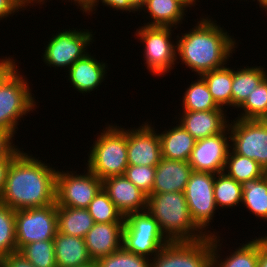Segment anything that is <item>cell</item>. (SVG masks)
<instances>
[{
	"instance_id": "39",
	"label": "cell",
	"mask_w": 267,
	"mask_h": 267,
	"mask_svg": "<svg viewBox=\"0 0 267 267\" xmlns=\"http://www.w3.org/2000/svg\"><path fill=\"white\" fill-rule=\"evenodd\" d=\"M31 5L32 3L29 0H0V20L5 18L7 20V17L11 16V14L13 16L14 13L26 10Z\"/></svg>"
},
{
	"instance_id": "37",
	"label": "cell",
	"mask_w": 267,
	"mask_h": 267,
	"mask_svg": "<svg viewBox=\"0 0 267 267\" xmlns=\"http://www.w3.org/2000/svg\"><path fill=\"white\" fill-rule=\"evenodd\" d=\"M155 173L156 167L128 165L124 175L136 187L149 196L152 194Z\"/></svg>"
},
{
	"instance_id": "19",
	"label": "cell",
	"mask_w": 267,
	"mask_h": 267,
	"mask_svg": "<svg viewBox=\"0 0 267 267\" xmlns=\"http://www.w3.org/2000/svg\"><path fill=\"white\" fill-rule=\"evenodd\" d=\"M123 230L124 222L94 223L84 238L90 258L98 260L123 247Z\"/></svg>"
},
{
	"instance_id": "10",
	"label": "cell",
	"mask_w": 267,
	"mask_h": 267,
	"mask_svg": "<svg viewBox=\"0 0 267 267\" xmlns=\"http://www.w3.org/2000/svg\"><path fill=\"white\" fill-rule=\"evenodd\" d=\"M57 231L56 203L15 210L17 251L31 242L53 240Z\"/></svg>"
},
{
	"instance_id": "6",
	"label": "cell",
	"mask_w": 267,
	"mask_h": 267,
	"mask_svg": "<svg viewBox=\"0 0 267 267\" xmlns=\"http://www.w3.org/2000/svg\"><path fill=\"white\" fill-rule=\"evenodd\" d=\"M168 242L157 220L147 210L125 217L123 247L127 251L152 259Z\"/></svg>"
},
{
	"instance_id": "43",
	"label": "cell",
	"mask_w": 267,
	"mask_h": 267,
	"mask_svg": "<svg viewBox=\"0 0 267 267\" xmlns=\"http://www.w3.org/2000/svg\"><path fill=\"white\" fill-rule=\"evenodd\" d=\"M267 234L258 237V267H267Z\"/></svg>"
},
{
	"instance_id": "45",
	"label": "cell",
	"mask_w": 267,
	"mask_h": 267,
	"mask_svg": "<svg viewBox=\"0 0 267 267\" xmlns=\"http://www.w3.org/2000/svg\"><path fill=\"white\" fill-rule=\"evenodd\" d=\"M13 159L14 157L0 158V201H1V196L3 193L4 185H5L8 167L10 166L11 161Z\"/></svg>"
},
{
	"instance_id": "44",
	"label": "cell",
	"mask_w": 267,
	"mask_h": 267,
	"mask_svg": "<svg viewBox=\"0 0 267 267\" xmlns=\"http://www.w3.org/2000/svg\"><path fill=\"white\" fill-rule=\"evenodd\" d=\"M70 2V0H68ZM81 10L82 13L92 15L93 11L97 10L99 0H71Z\"/></svg>"
},
{
	"instance_id": "36",
	"label": "cell",
	"mask_w": 267,
	"mask_h": 267,
	"mask_svg": "<svg viewBox=\"0 0 267 267\" xmlns=\"http://www.w3.org/2000/svg\"><path fill=\"white\" fill-rule=\"evenodd\" d=\"M99 267H150L151 259L121 247L114 253L97 260Z\"/></svg>"
},
{
	"instance_id": "32",
	"label": "cell",
	"mask_w": 267,
	"mask_h": 267,
	"mask_svg": "<svg viewBox=\"0 0 267 267\" xmlns=\"http://www.w3.org/2000/svg\"><path fill=\"white\" fill-rule=\"evenodd\" d=\"M238 109L242 111L240 115L238 114L239 119L261 120L267 114V76L253 89Z\"/></svg>"
},
{
	"instance_id": "28",
	"label": "cell",
	"mask_w": 267,
	"mask_h": 267,
	"mask_svg": "<svg viewBox=\"0 0 267 267\" xmlns=\"http://www.w3.org/2000/svg\"><path fill=\"white\" fill-rule=\"evenodd\" d=\"M242 204L260 220L267 221V174L242 184Z\"/></svg>"
},
{
	"instance_id": "3",
	"label": "cell",
	"mask_w": 267,
	"mask_h": 267,
	"mask_svg": "<svg viewBox=\"0 0 267 267\" xmlns=\"http://www.w3.org/2000/svg\"><path fill=\"white\" fill-rule=\"evenodd\" d=\"M146 210L157 220L169 241H196L207 237L194 223L184 192L152 193Z\"/></svg>"
},
{
	"instance_id": "14",
	"label": "cell",
	"mask_w": 267,
	"mask_h": 267,
	"mask_svg": "<svg viewBox=\"0 0 267 267\" xmlns=\"http://www.w3.org/2000/svg\"><path fill=\"white\" fill-rule=\"evenodd\" d=\"M140 126V127H139ZM127 129L128 165L156 167L160 162L161 144L157 129L149 121ZM156 130V131H155Z\"/></svg>"
},
{
	"instance_id": "2",
	"label": "cell",
	"mask_w": 267,
	"mask_h": 267,
	"mask_svg": "<svg viewBox=\"0 0 267 267\" xmlns=\"http://www.w3.org/2000/svg\"><path fill=\"white\" fill-rule=\"evenodd\" d=\"M202 17L190 31L177 35L178 40L175 39L176 59L181 60L197 76L224 67L235 53V48H238L234 36L232 38L229 35L231 33L217 24L216 20Z\"/></svg>"
},
{
	"instance_id": "49",
	"label": "cell",
	"mask_w": 267,
	"mask_h": 267,
	"mask_svg": "<svg viewBox=\"0 0 267 267\" xmlns=\"http://www.w3.org/2000/svg\"><path fill=\"white\" fill-rule=\"evenodd\" d=\"M267 126V114L261 119Z\"/></svg>"
},
{
	"instance_id": "12",
	"label": "cell",
	"mask_w": 267,
	"mask_h": 267,
	"mask_svg": "<svg viewBox=\"0 0 267 267\" xmlns=\"http://www.w3.org/2000/svg\"><path fill=\"white\" fill-rule=\"evenodd\" d=\"M230 148L259 163L267 172V126L258 119L235 118L229 122Z\"/></svg>"
},
{
	"instance_id": "18",
	"label": "cell",
	"mask_w": 267,
	"mask_h": 267,
	"mask_svg": "<svg viewBox=\"0 0 267 267\" xmlns=\"http://www.w3.org/2000/svg\"><path fill=\"white\" fill-rule=\"evenodd\" d=\"M199 0H143L138 11L148 13L147 19L151 21L144 23L146 26L174 27L181 25L184 21L187 8L195 6ZM185 15V16H184ZM179 24V25H178ZM176 26V27H175Z\"/></svg>"
},
{
	"instance_id": "29",
	"label": "cell",
	"mask_w": 267,
	"mask_h": 267,
	"mask_svg": "<svg viewBox=\"0 0 267 267\" xmlns=\"http://www.w3.org/2000/svg\"><path fill=\"white\" fill-rule=\"evenodd\" d=\"M223 172L240 184L261 178L267 174L264 168L255 160L236 154L231 148L228 152Z\"/></svg>"
},
{
	"instance_id": "15",
	"label": "cell",
	"mask_w": 267,
	"mask_h": 267,
	"mask_svg": "<svg viewBox=\"0 0 267 267\" xmlns=\"http://www.w3.org/2000/svg\"><path fill=\"white\" fill-rule=\"evenodd\" d=\"M230 150L229 128L224 132L197 140L189 164L194 171L222 173Z\"/></svg>"
},
{
	"instance_id": "21",
	"label": "cell",
	"mask_w": 267,
	"mask_h": 267,
	"mask_svg": "<svg viewBox=\"0 0 267 267\" xmlns=\"http://www.w3.org/2000/svg\"><path fill=\"white\" fill-rule=\"evenodd\" d=\"M193 169L189 162L161 158L152 193L184 192Z\"/></svg>"
},
{
	"instance_id": "9",
	"label": "cell",
	"mask_w": 267,
	"mask_h": 267,
	"mask_svg": "<svg viewBox=\"0 0 267 267\" xmlns=\"http://www.w3.org/2000/svg\"><path fill=\"white\" fill-rule=\"evenodd\" d=\"M215 174L192 171L184 194L194 223L207 235H217L218 231L207 230L215 217L217 206L214 198Z\"/></svg>"
},
{
	"instance_id": "1",
	"label": "cell",
	"mask_w": 267,
	"mask_h": 267,
	"mask_svg": "<svg viewBox=\"0 0 267 267\" xmlns=\"http://www.w3.org/2000/svg\"><path fill=\"white\" fill-rule=\"evenodd\" d=\"M40 157L20 151L8 167L0 203L13 210L45 207L56 203L58 171Z\"/></svg>"
},
{
	"instance_id": "4",
	"label": "cell",
	"mask_w": 267,
	"mask_h": 267,
	"mask_svg": "<svg viewBox=\"0 0 267 267\" xmlns=\"http://www.w3.org/2000/svg\"><path fill=\"white\" fill-rule=\"evenodd\" d=\"M105 126L89 148L85 165L101 180L124 175L128 167L127 129L112 123Z\"/></svg>"
},
{
	"instance_id": "24",
	"label": "cell",
	"mask_w": 267,
	"mask_h": 267,
	"mask_svg": "<svg viewBox=\"0 0 267 267\" xmlns=\"http://www.w3.org/2000/svg\"><path fill=\"white\" fill-rule=\"evenodd\" d=\"M172 127L158 133L161 156L168 160L188 162L196 140L179 123Z\"/></svg>"
},
{
	"instance_id": "16",
	"label": "cell",
	"mask_w": 267,
	"mask_h": 267,
	"mask_svg": "<svg viewBox=\"0 0 267 267\" xmlns=\"http://www.w3.org/2000/svg\"><path fill=\"white\" fill-rule=\"evenodd\" d=\"M102 189L124 218L128 214L146 210L148 196L128 180L125 175L103 179Z\"/></svg>"
},
{
	"instance_id": "31",
	"label": "cell",
	"mask_w": 267,
	"mask_h": 267,
	"mask_svg": "<svg viewBox=\"0 0 267 267\" xmlns=\"http://www.w3.org/2000/svg\"><path fill=\"white\" fill-rule=\"evenodd\" d=\"M242 184L224 172L215 174L214 198L217 209H230L242 203Z\"/></svg>"
},
{
	"instance_id": "47",
	"label": "cell",
	"mask_w": 267,
	"mask_h": 267,
	"mask_svg": "<svg viewBox=\"0 0 267 267\" xmlns=\"http://www.w3.org/2000/svg\"><path fill=\"white\" fill-rule=\"evenodd\" d=\"M78 267H99L97 260H92L87 264L78 266Z\"/></svg>"
},
{
	"instance_id": "8",
	"label": "cell",
	"mask_w": 267,
	"mask_h": 267,
	"mask_svg": "<svg viewBox=\"0 0 267 267\" xmlns=\"http://www.w3.org/2000/svg\"><path fill=\"white\" fill-rule=\"evenodd\" d=\"M94 35L93 31L81 28L58 31L44 46L42 61L50 68H64L66 71L76 60L89 53L87 49L95 41Z\"/></svg>"
},
{
	"instance_id": "22",
	"label": "cell",
	"mask_w": 267,
	"mask_h": 267,
	"mask_svg": "<svg viewBox=\"0 0 267 267\" xmlns=\"http://www.w3.org/2000/svg\"><path fill=\"white\" fill-rule=\"evenodd\" d=\"M219 238L218 234L213 236L212 267H258V237L246 240L225 258L220 256L223 244Z\"/></svg>"
},
{
	"instance_id": "35",
	"label": "cell",
	"mask_w": 267,
	"mask_h": 267,
	"mask_svg": "<svg viewBox=\"0 0 267 267\" xmlns=\"http://www.w3.org/2000/svg\"><path fill=\"white\" fill-rule=\"evenodd\" d=\"M18 252L35 267H57L53 240L31 242Z\"/></svg>"
},
{
	"instance_id": "41",
	"label": "cell",
	"mask_w": 267,
	"mask_h": 267,
	"mask_svg": "<svg viewBox=\"0 0 267 267\" xmlns=\"http://www.w3.org/2000/svg\"><path fill=\"white\" fill-rule=\"evenodd\" d=\"M0 267H35L20 252H13L0 259Z\"/></svg>"
},
{
	"instance_id": "26",
	"label": "cell",
	"mask_w": 267,
	"mask_h": 267,
	"mask_svg": "<svg viewBox=\"0 0 267 267\" xmlns=\"http://www.w3.org/2000/svg\"><path fill=\"white\" fill-rule=\"evenodd\" d=\"M94 223L87 209L57 205L58 232L62 234L85 238Z\"/></svg>"
},
{
	"instance_id": "30",
	"label": "cell",
	"mask_w": 267,
	"mask_h": 267,
	"mask_svg": "<svg viewBox=\"0 0 267 267\" xmlns=\"http://www.w3.org/2000/svg\"><path fill=\"white\" fill-rule=\"evenodd\" d=\"M183 95L182 111L225 110L219 107L213 100L207 83L201 76H197V79L191 82Z\"/></svg>"
},
{
	"instance_id": "20",
	"label": "cell",
	"mask_w": 267,
	"mask_h": 267,
	"mask_svg": "<svg viewBox=\"0 0 267 267\" xmlns=\"http://www.w3.org/2000/svg\"><path fill=\"white\" fill-rule=\"evenodd\" d=\"M108 63L97 60L94 55L87 53L84 57L76 60L68 69V81L79 93H90L99 88L105 80Z\"/></svg>"
},
{
	"instance_id": "34",
	"label": "cell",
	"mask_w": 267,
	"mask_h": 267,
	"mask_svg": "<svg viewBox=\"0 0 267 267\" xmlns=\"http://www.w3.org/2000/svg\"><path fill=\"white\" fill-rule=\"evenodd\" d=\"M17 252L15 210L0 203V259Z\"/></svg>"
},
{
	"instance_id": "25",
	"label": "cell",
	"mask_w": 267,
	"mask_h": 267,
	"mask_svg": "<svg viewBox=\"0 0 267 267\" xmlns=\"http://www.w3.org/2000/svg\"><path fill=\"white\" fill-rule=\"evenodd\" d=\"M233 68V82L232 89V108L237 109L248 98L253 89L267 76V70L262 66H242L234 70Z\"/></svg>"
},
{
	"instance_id": "40",
	"label": "cell",
	"mask_w": 267,
	"mask_h": 267,
	"mask_svg": "<svg viewBox=\"0 0 267 267\" xmlns=\"http://www.w3.org/2000/svg\"><path fill=\"white\" fill-rule=\"evenodd\" d=\"M102 5L105 7L112 8L115 10H120L124 12H138V7L142 4L143 0H99ZM134 11V12H133Z\"/></svg>"
},
{
	"instance_id": "17",
	"label": "cell",
	"mask_w": 267,
	"mask_h": 267,
	"mask_svg": "<svg viewBox=\"0 0 267 267\" xmlns=\"http://www.w3.org/2000/svg\"><path fill=\"white\" fill-rule=\"evenodd\" d=\"M225 111V112H224ZM226 110L183 111L178 122L194 139L201 140L224 132L229 126ZM181 115V116H180Z\"/></svg>"
},
{
	"instance_id": "33",
	"label": "cell",
	"mask_w": 267,
	"mask_h": 267,
	"mask_svg": "<svg viewBox=\"0 0 267 267\" xmlns=\"http://www.w3.org/2000/svg\"><path fill=\"white\" fill-rule=\"evenodd\" d=\"M95 223L124 222L125 218L101 188L87 208Z\"/></svg>"
},
{
	"instance_id": "5",
	"label": "cell",
	"mask_w": 267,
	"mask_h": 267,
	"mask_svg": "<svg viewBox=\"0 0 267 267\" xmlns=\"http://www.w3.org/2000/svg\"><path fill=\"white\" fill-rule=\"evenodd\" d=\"M32 95L28 79L17 68L0 86V129L16 135L19 120L38 107Z\"/></svg>"
},
{
	"instance_id": "13",
	"label": "cell",
	"mask_w": 267,
	"mask_h": 267,
	"mask_svg": "<svg viewBox=\"0 0 267 267\" xmlns=\"http://www.w3.org/2000/svg\"><path fill=\"white\" fill-rule=\"evenodd\" d=\"M84 173L57 171L56 204L63 207L87 209L89 203L102 188V180L87 167ZM86 172V173H85Z\"/></svg>"
},
{
	"instance_id": "27",
	"label": "cell",
	"mask_w": 267,
	"mask_h": 267,
	"mask_svg": "<svg viewBox=\"0 0 267 267\" xmlns=\"http://www.w3.org/2000/svg\"><path fill=\"white\" fill-rule=\"evenodd\" d=\"M201 77L207 83L208 90L219 107H232L233 69L225 65L219 69L203 73Z\"/></svg>"
},
{
	"instance_id": "23",
	"label": "cell",
	"mask_w": 267,
	"mask_h": 267,
	"mask_svg": "<svg viewBox=\"0 0 267 267\" xmlns=\"http://www.w3.org/2000/svg\"><path fill=\"white\" fill-rule=\"evenodd\" d=\"M53 243L57 267H78L92 261L84 238L65 235L57 231Z\"/></svg>"
},
{
	"instance_id": "38",
	"label": "cell",
	"mask_w": 267,
	"mask_h": 267,
	"mask_svg": "<svg viewBox=\"0 0 267 267\" xmlns=\"http://www.w3.org/2000/svg\"><path fill=\"white\" fill-rule=\"evenodd\" d=\"M15 135L4 129H0V158L15 157L21 149L13 144Z\"/></svg>"
},
{
	"instance_id": "48",
	"label": "cell",
	"mask_w": 267,
	"mask_h": 267,
	"mask_svg": "<svg viewBox=\"0 0 267 267\" xmlns=\"http://www.w3.org/2000/svg\"><path fill=\"white\" fill-rule=\"evenodd\" d=\"M29 1L32 3V6L35 5V3H36V5L38 3V5L42 6L46 0H29Z\"/></svg>"
},
{
	"instance_id": "7",
	"label": "cell",
	"mask_w": 267,
	"mask_h": 267,
	"mask_svg": "<svg viewBox=\"0 0 267 267\" xmlns=\"http://www.w3.org/2000/svg\"><path fill=\"white\" fill-rule=\"evenodd\" d=\"M173 27L141 26L134 32L143 44L145 65L151 75L161 76L174 68L177 62V44L172 36ZM174 43V44H173Z\"/></svg>"
},
{
	"instance_id": "11",
	"label": "cell",
	"mask_w": 267,
	"mask_h": 267,
	"mask_svg": "<svg viewBox=\"0 0 267 267\" xmlns=\"http://www.w3.org/2000/svg\"><path fill=\"white\" fill-rule=\"evenodd\" d=\"M213 236L196 241H169L150 267H212Z\"/></svg>"
},
{
	"instance_id": "46",
	"label": "cell",
	"mask_w": 267,
	"mask_h": 267,
	"mask_svg": "<svg viewBox=\"0 0 267 267\" xmlns=\"http://www.w3.org/2000/svg\"><path fill=\"white\" fill-rule=\"evenodd\" d=\"M255 1V0H253ZM258 4H259V7L262 8V10H265L267 11V0H257ZM266 15H267V12H266Z\"/></svg>"
},
{
	"instance_id": "42",
	"label": "cell",
	"mask_w": 267,
	"mask_h": 267,
	"mask_svg": "<svg viewBox=\"0 0 267 267\" xmlns=\"http://www.w3.org/2000/svg\"><path fill=\"white\" fill-rule=\"evenodd\" d=\"M14 56L0 59V86L19 67L13 59Z\"/></svg>"
}]
</instances>
